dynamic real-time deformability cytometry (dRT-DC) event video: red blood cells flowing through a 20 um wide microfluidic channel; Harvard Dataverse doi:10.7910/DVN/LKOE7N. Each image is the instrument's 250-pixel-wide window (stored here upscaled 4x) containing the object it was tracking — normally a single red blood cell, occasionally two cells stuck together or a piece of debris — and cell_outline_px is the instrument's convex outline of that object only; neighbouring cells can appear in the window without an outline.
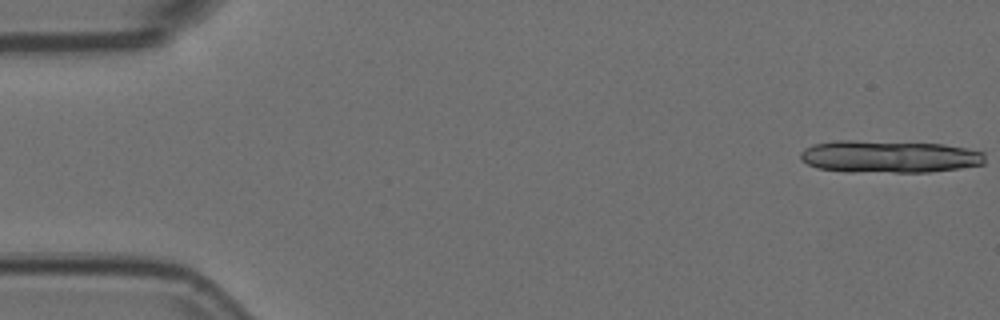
{"species": "Egyptian fruit bat (a non-hibernating species)", "species_latin": "Rousettus aegyptiacus", "temperature_condition": "room temperature", "stored_images_in_passage": 13, "camera_frame_rate_fps": 3000, "um_per_image_px": 0.085, "animal": {"sex": "female"}, "frame": {"image": 1, "passage_image": 1, "time_ms": 0.0, "image_size_px": [1000, 320], "cell_outline_px": [[984, 164], [960, 168], [928, 172], [848, 172], [816, 168], [800, 160], [800, 152], [804, 148], [812, 144], [836, 140], [852, 140], [944, 144], [968, 148], [984, 152]], "centroid_in_image_um": [75.54, 13.31], "position_along_channel_um": 9.5, "area_um2": 35.14}}